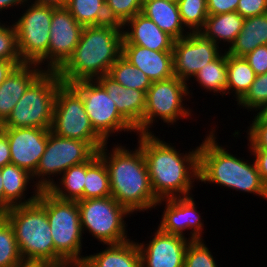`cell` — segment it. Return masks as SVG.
Masks as SVG:
<instances>
[{"label":"cell","mask_w":267,"mask_h":267,"mask_svg":"<svg viewBox=\"0 0 267 267\" xmlns=\"http://www.w3.org/2000/svg\"><path fill=\"white\" fill-rule=\"evenodd\" d=\"M154 134H139L138 145L145 157L155 196L159 200L191 196L193 183L199 180V146L180 153L176 146Z\"/></svg>","instance_id":"1"},{"label":"cell","mask_w":267,"mask_h":267,"mask_svg":"<svg viewBox=\"0 0 267 267\" xmlns=\"http://www.w3.org/2000/svg\"><path fill=\"white\" fill-rule=\"evenodd\" d=\"M107 144L105 143L97 153L104 161L109 174L111 196L132 214L154 209L159 199L152 190L140 146L129 150L117 144L109 153Z\"/></svg>","instance_id":"2"},{"label":"cell","mask_w":267,"mask_h":267,"mask_svg":"<svg viewBox=\"0 0 267 267\" xmlns=\"http://www.w3.org/2000/svg\"><path fill=\"white\" fill-rule=\"evenodd\" d=\"M122 25L109 22L83 27L72 56L57 71L65 84L97 80L108 75L113 63L122 55Z\"/></svg>","instance_id":"3"},{"label":"cell","mask_w":267,"mask_h":267,"mask_svg":"<svg viewBox=\"0 0 267 267\" xmlns=\"http://www.w3.org/2000/svg\"><path fill=\"white\" fill-rule=\"evenodd\" d=\"M211 130L199 145L198 181L252 193L267 201V185L260 177L255 160L251 162L229 153L216 141V131Z\"/></svg>","instance_id":"4"},{"label":"cell","mask_w":267,"mask_h":267,"mask_svg":"<svg viewBox=\"0 0 267 267\" xmlns=\"http://www.w3.org/2000/svg\"><path fill=\"white\" fill-rule=\"evenodd\" d=\"M12 226L25 264L54 265V242L45 208L35 201L3 215Z\"/></svg>","instance_id":"5"},{"label":"cell","mask_w":267,"mask_h":267,"mask_svg":"<svg viewBox=\"0 0 267 267\" xmlns=\"http://www.w3.org/2000/svg\"><path fill=\"white\" fill-rule=\"evenodd\" d=\"M37 201L45 208L54 242V265L84 263V239L77 201L61 200L41 190ZM82 255V256H81Z\"/></svg>","instance_id":"6"},{"label":"cell","mask_w":267,"mask_h":267,"mask_svg":"<svg viewBox=\"0 0 267 267\" xmlns=\"http://www.w3.org/2000/svg\"><path fill=\"white\" fill-rule=\"evenodd\" d=\"M62 84L57 71L44 70L30 84L0 128L50 129L56 93Z\"/></svg>","instance_id":"7"},{"label":"cell","mask_w":267,"mask_h":267,"mask_svg":"<svg viewBox=\"0 0 267 267\" xmlns=\"http://www.w3.org/2000/svg\"><path fill=\"white\" fill-rule=\"evenodd\" d=\"M77 204L83 234L88 231L105 245L130 240L124 218L132 213L112 196L78 200Z\"/></svg>","instance_id":"8"},{"label":"cell","mask_w":267,"mask_h":267,"mask_svg":"<svg viewBox=\"0 0 267 267\" xmlns=\"http://www.w3.org/2000/svg\"><path fill=\"white\" fill-rule=\"evenodd\" d=\"M50 131L55 135L88 142L98 151L106 142L94 131L81 95L63 83L56 93Z\"/></svg>","instance_id":"9"},{"label":"cell","mask_w":267,"mask_h":267,"mask_svg":"<svg viewBox=\"0 0 267 267\" xmlns=\"http://www.w3.org/2000/svg\"><path fill=\"white\" fill-rule=\"evenodd\" d=\"M27 9L14 21L17 48L23 63L45 65L48 71V45L52 20V6L26 2ZM46 62V63H44Z\"/></svg>","instance_id":"10"},{"label":"cell","mask_w":267,"mask_h":267,"mask_svg":"<svg viewBox=\"0 0 267 267\" xmlns=\"http://www.w3.org/2000/svg\"><path fill=\"white\" fill-rule=\"evenodd\" d=\"M189 87L187 82L176 76L152 82L146 92L144 134L153 132L149 128L157 122L156 118L169 126L176 124L179 119H188L192 116V110L183 103L187 98L190 99Z\"/></svg>","instance_id":"11"},{"label":"cell","mask_w":267,"mask_h":267,"mask_svg":"<svg viewBox=\"0 0 267 267\" xmlns=\"http://www.w3.org/2000/svg\"><path fill=\"white\" fill-rule=\"evenodd\" d=\"M96 152L88 142L63 138L49 131L45 152L32 175L33 182L40 190H48L55 182L54 176L88 161Z\"/></svg>","instance_id":"12"},{"label":"cell","mask_w":267,"mask_h":267,"mask_svg":"<svg viewBox=\"0 0 267 267\" xmlns=\"http://www.w3.org/2000/svg\"><path fill=\"white\" fill-rule=\"evenodd\" d=\"M82 97L85 111L94 131L108 143L112 134L137 131L119 114L115 102L97 80L70 84ZM119 131V132H118Z\"/></svg>","instance_id":"13"},{"label":"cell","mask_w":267,"mask_h":267,"mask_svg":"<svg viewBox=\"0 0 267 267\" xmlns=\"http://www.w3.org/2000/svg\"><path fill=\"white\" fill-rule=\"evenodd\" d=\"M200 32L177 39L173 47L174 75L188 83L206 64L217 59L222 49Z\"/></svg>","instance_id":"14"},{"label":"cell","mask_w":267,"mask_h":267,"mask_svg":"<svg viewBox=\"0 0 267 267\" xmlns=\"http://www.w3.org/2000/svg\"><path fill=\"white\" fill-rule=\"evenodd\" d=\"M82 30L83 26L65 6L53 7L48 45V71H58L72 56Z\"/></svg>","instance_id":"15"},{"label":"cell","mask_w":267,"mask_h":267,"mask_svg":"<svg viewBox=\"0 0 267 267\" xmlns=\"http://www.w3.org/2000/svg\"><path fill=\"white\" fill-rule=\"evenodd\" d=\"M194 196L173 197L160 199L156 206L165 202V210L162 214L158 228L165 233L178 235L184 238L185 231L190 230V241L203 239V225L200 211L194 201Z\"/></svg>","instance_id":"16"},{"label":"cell","mask_w":267,"mask_h":267,"mask_svg":"<svg viewBox=\"0 0 267 267\" xmlns=\"http://www.w3.org/2000/svg\"><path fill=\"white\" fill-rule=\"evenodd\" d=\"M9 141L11 164L25 169L33 175L45 152L50 129L0 128Z\"/></svg>","instance_id":"17"},{"label":"cell","mask_w":267,"mask_h":267,"mask_svg":"<svg viewBox=\"0 0 267 267\" xmlns=\"http://www.w3.org/2000/svg\"><path fill=\"white\" fill-rule=\"evenodd\" d=\"M153 236L147 244L137 242L141 267H184L189 238L162 232L158 227Z\"/></svg>","instance_id":"18"},{"label":"cell","mask_w":267,"mask_h":267,"mask_svg":"<svg viewBox=\"0 0 267 267\" xmlns=\"http://www.w3.org/2000/svg\"><path fill=\"white\" fill-rule=\"evenodd\" d=\"M97 81L104 87L110 98L115 102L119 114L138 134H144L146 92L126 88L108 75L100 76Z\"/></svg>","instance_id":"19"},{"label":"cell","mask_w":267,"mask_h":267,"mask_svg":"<svg viewBox=\"0 0 267 267\" xmlns=\"http://www.w3.org/2000/svg\"><path fill=\"white\" fill-rule=\"evenodd\" d=\"M122 29V45H138L154 51H173L175 39L142 13L128 19Z\"/></svg>","instance_id":"20"},{"label":"cell","mask_w":267,"mask_h":267,"mask_svg":"<svg viewBox=\"0 0 267 267\" xmlns=\"http://www.w3.org/2000/svg\"><path fill=\"white\" fill-rule=\"evenodd\" d=\"M122 56L144 72L151 82L175 76L173 51H154L138 45H122Z\"/></svg>","instance_id":"21"},{"label":"cell","mask_w":267,"mask_h":267,"mask_svg":"<svg viewBox=\"0 0 267 267\" xmlns=\"http://www.w3.org/2000/svg\"><path fill=\"white\" fill-rule=\"evenodd\" d=\"M43 71L37 64L23 63L17 65L0 84V126L7 120L30 84Z\"/></svg>","instance_id":"22"},{"label":"cell","mask_w":267,"mask_h":267,"mask_svg":"<svg viewBox=\"0 0 267 267\" xmlns=\"http://www.w3.org/2000/svg\"><path fill=\"white\" fill-rule=\"evenodd\" d=\"M4 190V214L13 206L26 205L37 201L40 189L35 185L32 175L15 164L0 168ZM31 180V181H30ZM33 183L34 191L26 198L28 184Z\"/></svg>","instance_id":"23"},{"label":"cell","mask_w":267,"mask_h":267,"mask_svg":"<svg viewBox=\"0 0 267 267\" xmlns=\"http://www.w3.org/2000/svg\"><path fill=\"white\" fill-rule=\"evenodd\" d=\"M141 13L175 40L190 33L182 23L179 6L176 3L165 0H143Z\"/></svg>","instance_id":"24"},{"label":"cell","mask_w":267,"mask_h":267,"mask_svg":"<svg viewBox=\"0 0 267 267\" xmlns=\"http://www.w3.org/2000/svg\"><path fill=\"white\" fill-rule=\"evenodd\" d=\"M85 267H141V256L137 242L128 240L118 244H107L106 249L86 256Z\"/></svg>","instance_id":"25"},{"label":"cell","mask_w":267,"mask_h":267,"mask_svg":"<svg viewBox=\"0 0 267 267\" xmlns=\"http://www.w3.org/2000/svg\"><path fill=\"white\" fill-rule=\"evenodd\" d=\"M262 45H267V13L245 18L235 42L224 50L231 55L244 57Z\"/></svg>","instance_id":"26"},{"label":"cell","mask_w":267,"mask_h":267,"mask_svg":"<svg viewBox=\"0 0 267 267\" xmlns=\"http://www.w3.org/2000/svg\"><path fill=\"white\" fill-rule=\"evenodd\" d=\"M244 19L237 11L209 15L200 33L218 46L219 43L224 45L227 42L230 48L242 30Z\"/></svg>","instance_id":"27"},{"label":"cell","mask_w":267,"mask_h":267,"mask_svg":"<svg viewBox=\"0 0 267 267\" xmlns=\"http://www.w3.org/2000/svg\"><path fill=\"white\" fill-rule=\"evenodd\" d=\"M226 64L228 73L226 94L234 93L233 97L235 96L238 103L249 91L257 75L244 57L231 55L227 51Z\"/></svg>","instance_id":"28"},{"label":"cell","mask_w":267,"mask_h":267,"mask_svg":"<svg viewBox=\"0 0 267 267\" xmlns=\"http://www.w3.org/2000/svg\"><path fill=\"white\" fill-rule=\"evenodd\" d=\"M62 174L59 181L54 182L47 191L61 200H84L86 162L71 166Z\"/></svg>","instance_id":"29"},{"label":"cell","mask_w":267,"mask_h":267,"mask_svg":"<svg viewBox=\"0 0 267 267\" xmlns=\"http://www.w3.org/2000/svg\"><path fill=\"white\" fill-rule=\"evenodd\" d=\"M111 196L109 174L104 161L96 152L86 161L84 199Z\"/></svg>","instance_id":"30"},{"label":"cell","mask_w":267,"mask_h":267,"mask_svg":"<svg viewBox=\"0 0 267 267\" xmlns=\"http://www.w3.org/2000/svg\"><path fill=\"white\" fill-rule=\"evenodd\" d=\"M193 79L197 81L200 88L212 93L226 95L228 86V73L226 64V50L217 59L206 64L197 72Z\"/></svg>","instance_id":"31"},{"label":"cell","mask_w":267,"mask_h":267,"mask_svg":"<svg viewBox=\"0 0 267 267\" xmlns=\"http://www.w3.org/2000/svg\"><path fill=\"white\" fill-rule=\"evenodd\" d=\"M65 7L83 27L109 23L105 0H68Z\"/></svg>","instance_id":"32"},{"label":"cell","mask_w":267,"mask_h":267,"mask_svg":"<svg viewBox=\"0 0 267 267\" xmlns=\"http://www.w3.org/2000/svg\"><path fill=\"white\" fill-rule=\"evenodd\" d=\"M108 76L126 88L147 92L152 82L144 72L137 69L122 55L111 66Z\"/></svg>","instance_id":"33"},{"label":"cell","mask_w":267,"mask_h":267,"mask_svg":"<svg viewBox=\"0 0 267 267\" xmlns=\"http://www.w3.org/2000/svg\"><path fill=\"white\" fill-rule=\"evenodd\" d=\"M25 262L20 254L14 230L3 216L0 219V267H21Z\"/></svg>","instance_id":"34"},{"label":"cell","mask_w":267,"mask_h":267,"mask_svg":"<svg viewBox=\"0 0 267 267\" xmlns=\"http://www.w3.org/2000/svg\"><path fill=\"white\" fill-rule=\"evenodd\" d=\"M178 6L185 28L189 32H200L209 16L207 0H179Z\"/></svg>","instance_id":"35"},{"label":"cell","mask_w":267,"mask_h":267,"mask_svg":"<svg viewBox=\"0 0 267 267\" xmlns=\"http://www.w3.org/2000/svg\"><path fill=\"white\" fill-rule=\"evenodd\" d=\"M143 0H105L109 22L123 25L128 19L141 13Z\"/></svg>","instance_id":"36"},{"label":"cell","mask_w":267,"mask_h":267,"mask_svg":"<svg viewBox=\"0 0 267 267\" xmlns=\"http://www.w3.org/2000/svg\"><path fill=\"white\" fill-rule=\"evenodd\" d=\"M203 239L190 241L184 259V267H218L212 252Z\"/></svg>","instance_id":"37"},{"label":"cell","mask_w":267,"mask_h":267,"mask_svg":"<svg viewBox=\"0 0 267 267\" xmlns=\"http://www.w3.org/2000/svg\"><path fill=\"white\" fill-rule=\"evenodd\" d=\"M265 104H267V73L257 75L249 91L237 103L239 107L247 108L248 112L251 110L256 112Z\"/></svg>","instance_id":"38"},{"label":"cell","mask_w":267,"mask_h":267,"mask_svg":"<svg viewBox=\"0 0 267 267\" xmlns=\"http://www.w3.org/2000/svg\"><path fill=\"white\" fill-rule=\"evenodd\" d=\"M0 60L22 61L17 48L16 28L0 21Z\"/></svg>","instance_id":"39"},{"label":"cell","mask_w":267,"mask_h":267,"mask_svg":"<svg viewBox=\"0 0 267 267\" xmlns=\"http://www.w3.org/2000/svg\"><path fill=\"white\" fill-rule=\"evenodd\" d=\"M247 135L249 148L267 149V123L265 121H252L247 128Z\"/></svg>","instance_id":"40"},{"label":"cell","mask_w":267,"mask_h":267,"mask_svg":"<svg viewBox=\"0 0 267 267\" xmlns=\"http://www.w3.org/2000/svg\"><path fill=\"white\" fill-rule=\"evenodd\" d=\"M244 58L256 75L267 73V45L258 46Z\"/></svg>","instance_id":"41"},{"label":"cell","mask_w":267,"mask_h":267,"mask_svg":"<svg viewBox=\"0 0 267 267\" xmlns=\"http://www.w3.org/2000/svg\"><path fill=\"white\" fill-rule=\"evenodd\" d=\"M236 11L244 18L263 15L267 13V0H239Z\"/></svg>","instance_id":"42"},{"label":"cell","mask_w":267,"mask_h":267,"mask_svg":"<svg viewBox=\"0 0 267 267\" xmlns=\"http://www.w3.org/2000/svg\"><path fill=\"white\" fill-rule=\"evenodd\" d=\"M239 0H207L209 15H218L237 10Z\"/></svg>","instance_id":"43"},{"label":"cell","mask_w":267,"mask_h":267,"mask_svg":"<svg viewBox=\"0 0 267 267\" xmlns=\"http://www.w3.org/2000/svg\"><path fill=\"white\" fill-rule=\"evenodd\" d=\"M254 156L255 163L262 181L267 185V149L264 148H249Z\"/></svg>","instance_id":"44"},{"label":"cell","mask_w":267,"mask_h":267,"mask_svg":"<svg viewBox=\"0 0 267 267\" xmlns=\"http://www.w3.org/2000/svg\"><path fill=\"white\" fill-rule=\"evenodd\" d=\"M11 164V154L7 135L0 129V168Z\"/></svg>","instance_id":"45"},{"label":"cell","mask_w":267,"mask_h":267,"mask_svg":"<svg viewBox=\"0 0 267 267\" xmlns=\"http://www.w3.org/2000/svg\"><path fill=\"white\" fill-rule=\"evenodd\" d=\"M23 64L22 61L0 60V84L7 78L11 71L17 66Z\"/></svg>","instance_id":"46"},{"label":"cell","mask_w":267,"mask_h":267,"mask_svg":"<svg viewBox=\"0 0 267 267\" xmlns=\"http://www.w3.org/2000/svg\"><path fill=\"white\" fill-rule=\"evenodd\" d=\"M27 2L29 1L30 3L32 2L31 0H26ZM68 0H35L32 2V4L36 5H46V6H52V7H64L66 6Z\"/></svg>","instance_id":"47"},{"label":"cell","mask_w":267,"mask_h":267,"mask_svg":"<svg viewBox=\"0 0 267 267\" xmlns=\"http://www.w3.org/2000/svg\"><path fill=\"white\" fill-rule=\"evenodd\" d=\"M26 0H0V11L2 12L3 9L7 10L8 8L10 9L11 7L13 8L14 6H21V8L23 9L24 7H26Z\"/></svg>","instance_id":"48"},{"label":"cell","mask_w":267,"mask_h":267,"mask_svg":"<svg viewBox=\"0 0 267 267\" xmlns=\"http://www.w3.org/2000/svg\"><path fill=\"white\" fill-rule=\"evenodd\" d=\"M255 115H253V121H265L267 123V104L263 105Z\"/></svg>","instance_id":"49"},{"label":"cell","mask_w":267,"mask_h":267,"mask_svg":"<svg viewBox=\"0 0 267 267\" xmlns=\"http://www.w3.org/2000/svg\"><path fill=\"white\" fill-rule=\"evenodd\" d=\"M0 212L4 215V190L3 180L0 172Z\"/></svg>","instance_id":"50"},{"label":"cell","mask_w":267,"mask_h":267,"mask_svg":"<svg viewBox=\"0 0 267 267\" xmlns=\"http://www.w3.org/2000/svg\"><path fill=\"white\" fill-rule=\"evenodd\" d=\"M45 267H85L83 263H65L62 265L45 264Z\"/></svg>","instance_id":"51"},{"label":"cell","mask_w":267,"mask_h":267,"mask_svg":"<svg viewBox=\"0 0 267 267\" xmlns=\"http://www.w3.org/2000/svg\"><path fill=\"white\" fill-rule=\"evenodd\" d=\"M21 267H45V264H25Z\"/></svg>","instance_id":"52"},{"label":"cell","mask_w":267,"mask_h":267,"mask_svg":"<svg viewBox=\"0 0 267 267\" xmlns=\"http://www.w3.org/2000/svg\"><path fill=\"white\" fill-rule=\"evenodd\" d=\"M165 1H169V2H173V3L178 4V1H179V0H165Z\"/></svg>","instance_id":"53"}]
</instances>
